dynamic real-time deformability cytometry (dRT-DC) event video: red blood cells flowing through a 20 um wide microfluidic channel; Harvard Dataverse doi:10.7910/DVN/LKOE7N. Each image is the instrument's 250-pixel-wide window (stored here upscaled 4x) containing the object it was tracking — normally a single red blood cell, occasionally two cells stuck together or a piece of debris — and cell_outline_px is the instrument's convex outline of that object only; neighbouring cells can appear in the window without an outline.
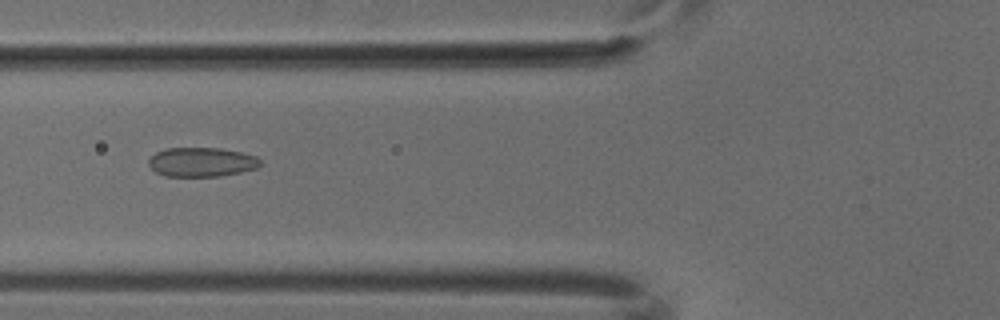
{"species": "common noctule bat (a hibernating species)", "species_latin": "Nyctalus noctula", "temperature_condition": "cold", "stored_images_in_passage": 6, "camera_frame_rate_fps": 3000, "um_per_image_px": 0.085, "animal": {"sex": "male", "body_mass_g": 18.8}, "frame": {"image": 1, "passage_image": 6, "time_ms": 1.667, "image_size_px": [1000, 320], "cell_outline_px": [[260, 164], [256, 168], [240, 172], [220, 176], [164, 176], [156, 172], [148, 164], [148, 160], [156, 152], [164, 148], [220, 148], [240, 152], [256, 156], [260, 160]], "centroid_in_image_um": [17.11, 13.77], "position_along_channel_um": 108.7, "area_um2": 18.96}}